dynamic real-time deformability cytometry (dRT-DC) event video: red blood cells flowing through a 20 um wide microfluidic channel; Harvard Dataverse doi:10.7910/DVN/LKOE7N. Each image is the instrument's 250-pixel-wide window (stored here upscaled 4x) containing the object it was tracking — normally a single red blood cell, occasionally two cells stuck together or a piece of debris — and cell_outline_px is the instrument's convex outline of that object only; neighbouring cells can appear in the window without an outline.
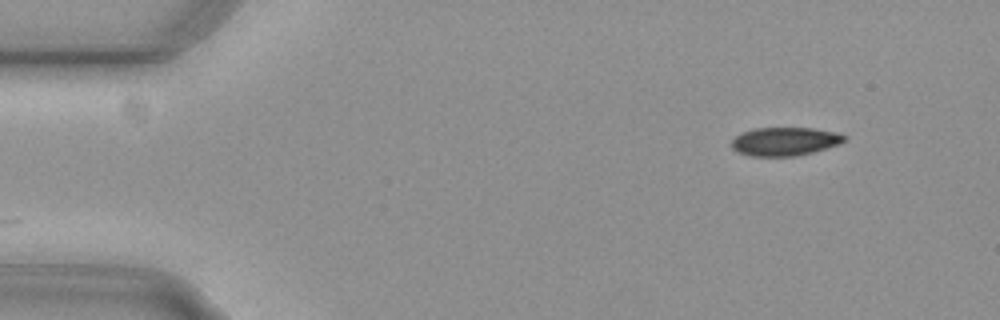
{"species": "common noctule bat (a hibernating species)", "species_latin": "Nyctalus noctula", "temperature_condition": "cold", "stored_images_in_passage": 39, "camera_frame_rate_fps": 3000, "um_per_image_px": 0.085, "animal": {"sex": "female", "body_mass_g": 29.2, "forearm_length_mm": 56.3}, "frame": {"image": 1, "passage_image": 1, "time_ms": 0.0, "image_size_px": [1000, 320], "cell_outline_px": [[848, 140], [840, 144], [828, 148], [796, 156], [752, 156], [736, 152], [732, 148], [732, 140], [736, 136], [744, 132], [756, 128], [812, 128], [836, 132], [848, 136]], "centroid_in_image_um": [66.76, 12.02], "position_along_channel_um": 18.2, "area_um2": 18.79}}
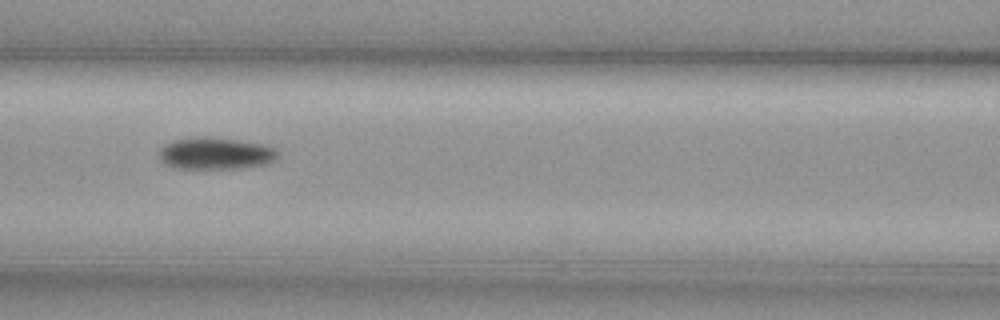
{"frame": {"image": 2, "passage_image": 19, "time_ms": 6.0, "image_size_px": [1000, 320], "cell_outline_px": [[280, 156], [268, 164], [244, 168], [176, 168], [164, 164], [160, 160], [160, 148], [164, 144], [172, 140], [192, 136], [208, 136], [264, 144], [276, 148], [280, 152]], "centroid_in_image_um": [18.34, 13.03], "position_along_channel_um": 148.3, "area_um2": 22.54}}
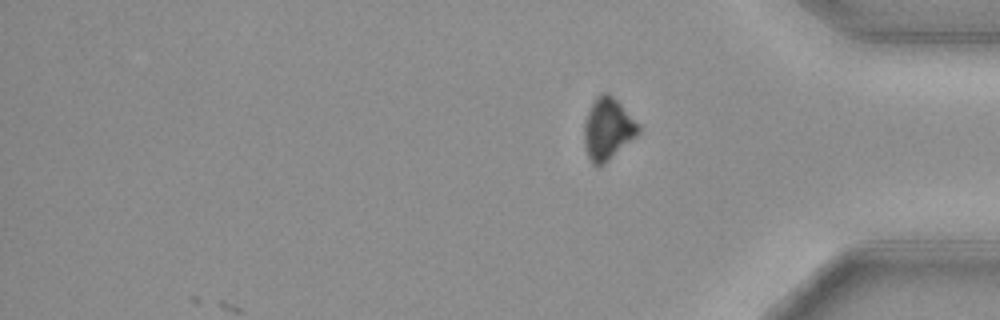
{"frame": {"image": 3, "passage_image": 39, "time_ms": 12.667, "image_size_px": [1000, 320], "cell_outline_px": [[640, 132], [636, 136], [604, 164], [592, 164], [588, 156], [584, 144], [584, 124], [588, 112], [596, 96], [600, 92], [608, 92], [640, 124]], "centroid_in_image_um": [51.66, 10.94], "position_along_channel_um": 383.5, "area_um2": 19.31}, "authors_computed_cell_mechanics": {"area_um2": 21.2126, "velocity_mm_per_s": 3.7336, "shape_relaxation_time_tau1_ms": 3.9824, "shape_relaxation_time_tau2_ms": null, "deformation_change_tau1": 0.0973, "deformation_change_tau2": null}}